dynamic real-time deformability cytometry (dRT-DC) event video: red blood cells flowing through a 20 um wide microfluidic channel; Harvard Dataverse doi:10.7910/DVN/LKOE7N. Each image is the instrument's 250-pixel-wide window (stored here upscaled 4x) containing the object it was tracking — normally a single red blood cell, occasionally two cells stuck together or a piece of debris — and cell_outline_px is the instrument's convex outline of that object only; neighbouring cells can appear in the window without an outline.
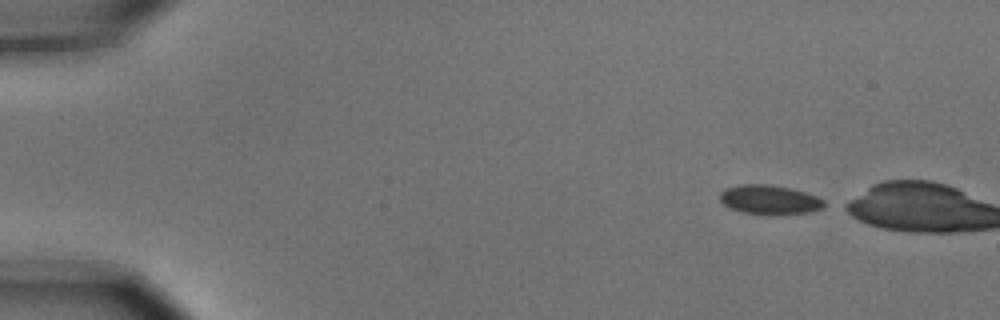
{"species": "common noctule bat (a hibernating species)", "species_latin": "Nyctalus noctula", "temperature_condition": "cold", "stored_images_in_passage": 3, "camera_frame_rate_fps": 3000, "um_per_image_px": 0.085, "animal": {"sex": "male", "body_mass_g": 15.6}, "frame": {"image": 1, "passage_image": 1, "time_ms": 0.0, "image_size_px": [1000, 320], "cell_outline_px": [[832, 204], [824, 208], [808, 212], [776, 216], [768, 216], [740, 212], [728, 208], [720, 200], [720, 192], [724, 188], [740, 184], [772, 184], [804, 192], [816, 196]], "centroid_in_image_um": [65.43, 17.0], "position_along_channel_um": 19.6, "area_um2": 18.5}}